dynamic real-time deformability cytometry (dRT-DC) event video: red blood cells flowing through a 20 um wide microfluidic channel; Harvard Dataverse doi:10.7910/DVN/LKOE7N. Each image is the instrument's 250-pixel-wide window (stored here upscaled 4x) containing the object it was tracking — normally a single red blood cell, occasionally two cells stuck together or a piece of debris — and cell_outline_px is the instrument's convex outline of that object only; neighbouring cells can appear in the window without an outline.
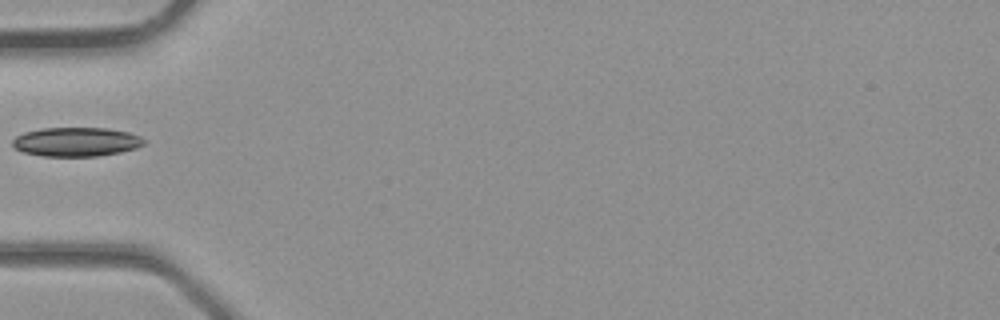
{"species": "common noctule bat (a hibernating species)", "species_latin": "Nyctalus noctula", "temperature_condition": "room temperature", "stored_images_in_passage": 1, "camera_frame_rate_fps": 3000, "um_per_image_px": 0.085, "animal": {"sex": "male", "body_mass_g": 23.1, "forearm_length_mm": 52.7}, "frame": {"image": 1, "passage_image": 1, "time_ms": 0.0, "image_size_px": [1000, 320], "cell_outline_px": [[144, 144], [136, 148], [120, 152], [96, 156], [44, 156], [24, 152], [16, 148], [12, 144], [12, 140], [16, 136], [24, 132], [44, 128], [104, 128], [128, 132], [140, 136], [144, 140]], "centroid_in_image_um": [6.47, 12.05], "position_along_channel_um": 78.5, "area_um2": 22.08}}